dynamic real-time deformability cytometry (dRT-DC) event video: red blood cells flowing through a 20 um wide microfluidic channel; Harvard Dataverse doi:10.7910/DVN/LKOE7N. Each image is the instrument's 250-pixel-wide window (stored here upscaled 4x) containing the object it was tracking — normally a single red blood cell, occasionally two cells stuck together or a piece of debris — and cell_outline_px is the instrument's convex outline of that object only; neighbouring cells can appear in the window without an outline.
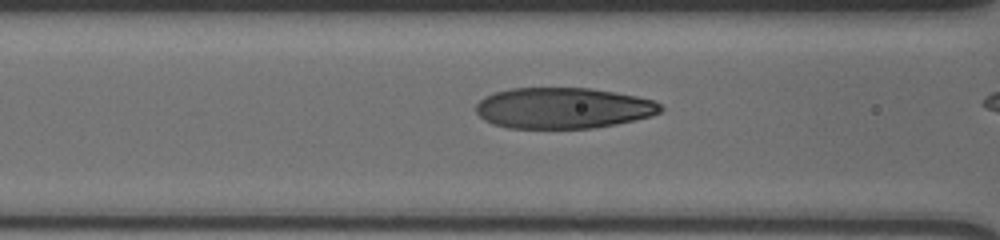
{"species": "human", "species_latin": "Homo sapiens", "temperature_condition": "cold", "stored_images_in_passage": 34, "camera_frame_rate_fps": 3000, "um_per_image_px": 0.085, "donor": {"sex": "male"}, "frame": {"image": 1, "passage_image": 11, "time_ms": 3.333, "image_size_px": [1000, 240], "cell_outline_px": [[664, 108], [660, 112], [652, 116], [616, 124], [592, 128], [508, 128], [492, 124], [484, 120], [476, 112], [476, 104], [484, 96], [508, 88], [588, 88], [636, 96], [656, 100]], "centroid_in_image_um": [47.86, 9.19], "position_along_channel_um": 118.7, "area_um2": 44.16}}
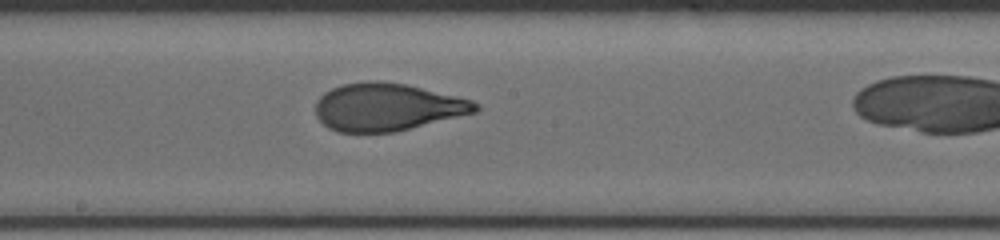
{"frame": {"image": 2, "passage_image": 19, "time_ms": 6.0, "image_size_px": [1000, 240], "cell_outline_px": [[480, 108], [476, 112], [396, 132], [336, 132], [328, 128], [316, 116], [316, 100], [324, 92], [332, 88], [344, 84], [368, 80], [376, 80], [404, 84], [456, 96], [472, 100], [480, 104]], "centroid_in_image_um": [32.89, 9.1], "position_along_channel_um": 215.3, "area_um2": 44.33}}
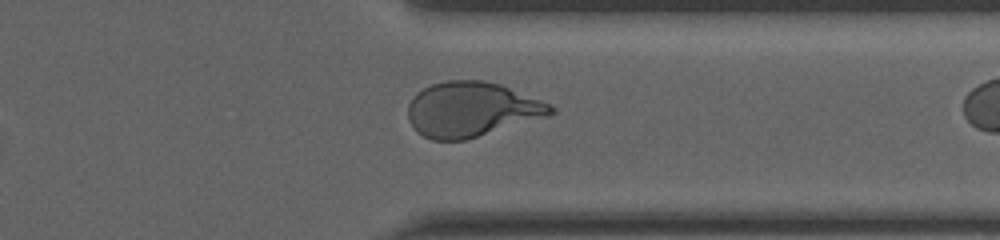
{"frame": {"image": 3, "passage_image": 32, "time_ms": 10.333, "image_size_px": [1000, 240], "cell_outline_px": [[556, 112], [548, 116], [464, 140], [432, 140], [416, 132], [408, 120], [408, 104], [416, 92], [432, 84], [448, 80], [484, 80], [500, 84], [540, 100], [556, 108]], "centroid_in_image_um": [40.05, 9.3], "position_along_channel_um": 371.4, "area_um2": 45.43}}